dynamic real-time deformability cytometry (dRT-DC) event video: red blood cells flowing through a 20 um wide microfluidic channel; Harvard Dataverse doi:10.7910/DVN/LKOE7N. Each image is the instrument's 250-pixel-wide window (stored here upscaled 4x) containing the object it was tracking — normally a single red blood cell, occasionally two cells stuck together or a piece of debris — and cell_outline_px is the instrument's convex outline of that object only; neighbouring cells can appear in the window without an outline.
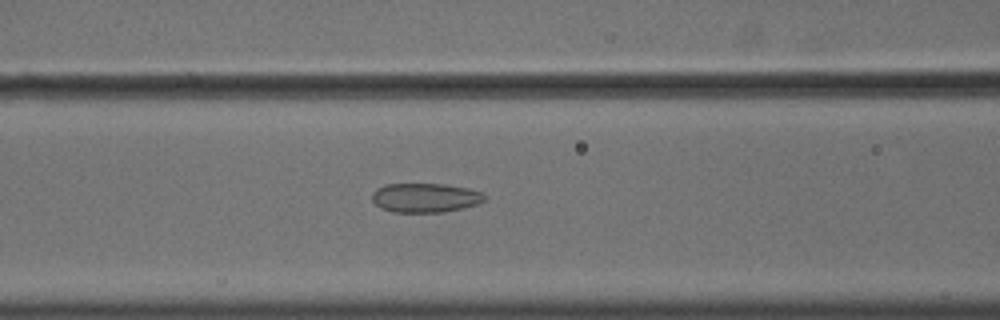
{"species": "common noctule bat (a hibernating species)", "species_latin": "Nyctalus noctula", "temperature_condition": "cold", "stored_images_in_passage": 45, "camera_frame_rate_fps": 3000, "um_per_image_px": 0.085, "animal": {"sex": "male", "body_mass_g": 18.8}, "frame": {"image": 1, "passage_image": 13, "time_ms": 4.0, "image_size_px": [1000, 320], "cell_outline_px": [[488, 196], [484, 200], [476, 204], [464, 208], [444, 212], [392, 212], [380, 208], [372, 200], [372, 192], [376, 188], [384, 184], [444, 184], [468, 188], [480, 192]], "centroid_in_image_um": [36.12, 16.81], "position_along_channel_um": 130.5, "area_um2": 19.31}}
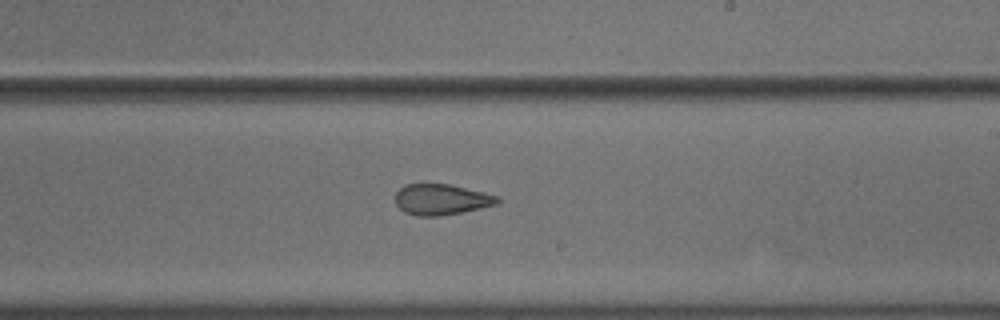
{"frame": {"image": 2, "passage_image": 23, "time_ms": 7.333, "image_size_px": [1000, 320], "cell_outline_px": [[500, 200], [496, 204], [464, 212], [440, 216], [416, 216], [404, 212], [396, 204], [396, 192], [404, 184], [448, 184], [496, 196]], "centroid_in_image_um": [37.45, 16.97], "position_along_channel_um": 251.5, "area_um2": 18.09}}
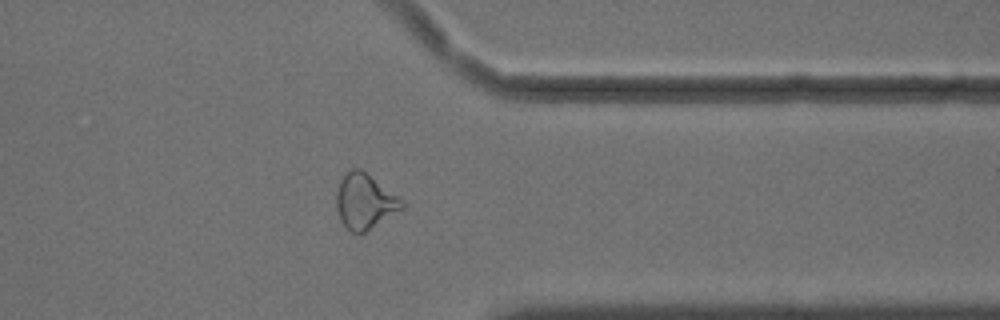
{"frame": {"image": 3, "passage_image": 34, "time_ms": 11.0, "image_size_px": [1000, 320], "cell_outline_px": [[404, 208], [364, 232], [352, 232], [340, 220], [336, 208], [336, 192], [340, 180], [344, 172], [352, 168], [360, 168], [404, 200]], "centroid_in_image_um": [30.99, 17.08], "position_along_channel_um": 380.4, "area_um2": 20.98}, "authors_computed_cell_mechanics": {"area_um2": 20.7502, "velocity_mm_per_s": 3.6283, "shape_relaxation_time_tau1_ms": null, "shape_relaxation_time_tau2_ms": 1.5542, "deformation_change_tau1": null, "deformation_change_tau2": 0.0844}}